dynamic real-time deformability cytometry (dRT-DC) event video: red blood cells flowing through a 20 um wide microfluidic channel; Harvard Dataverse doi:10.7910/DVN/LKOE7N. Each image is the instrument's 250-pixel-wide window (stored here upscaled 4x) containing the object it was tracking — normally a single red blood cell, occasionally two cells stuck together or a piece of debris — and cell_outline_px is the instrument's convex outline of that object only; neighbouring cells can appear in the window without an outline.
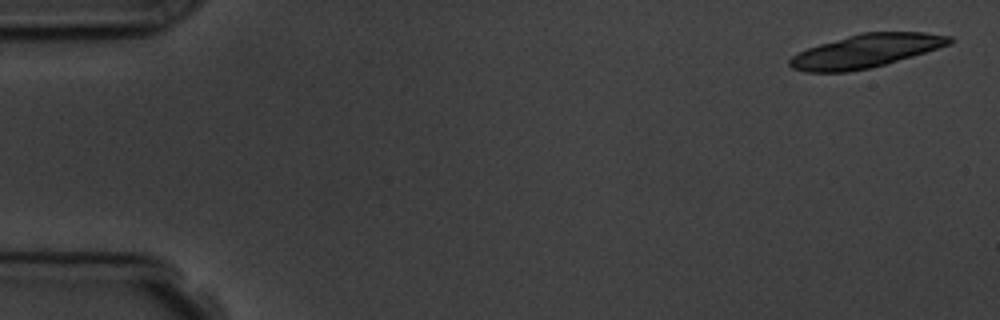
{"species": "common noctule bat (a hibernating species)", "species_latin": "Nyctalus noctula", "temperature_condition": "room temperature", "stored_images_in_passage": 4, "camera_frame_rate_fps": 3000, "um_per_image_px": 0.085, "animal": {"sex": "male", "body_mass_g": 19.5, "forearm_length_mm": 54.6}, "frame": {"image": 1, "passage_image": 1, "time_ms": 0.0, "image_size_px": [1000, 320], "cell_outline_px": [[956, 40], [952, 44], [872, 68], [848, 72], [808, 72], [792, 68], [788, 64], [788, 60], [792, 56], [808, 48], [820, 44], [860, 32], [924, 32], [952, 36]], "centroid_in_image_um": [73.64, 4.33], "position_along_channel_um": 11.4, "area_um2": 31.1}}